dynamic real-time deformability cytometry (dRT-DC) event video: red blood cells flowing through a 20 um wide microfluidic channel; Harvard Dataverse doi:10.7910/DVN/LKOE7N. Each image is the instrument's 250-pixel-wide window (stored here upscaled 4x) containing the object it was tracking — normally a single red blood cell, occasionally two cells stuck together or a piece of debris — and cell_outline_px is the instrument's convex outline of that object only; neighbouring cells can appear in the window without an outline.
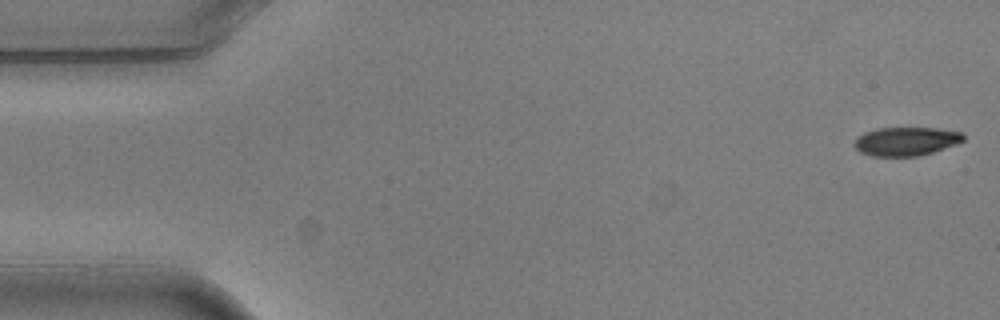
{"species": "common noctule bat (a hibernating species)", "species_latin": "Nyctalus noctula", "temperature_condition": "warm", "stored_images_in_passage": 5, "camera_frame_rate_fps": 3000, "um_per_image_px": 0.085, "animal": {"sex": "male", "body_mass_g": 20.5, "forearm_length_mm": 52.5}, "frame": {"image": 1, "passage_image": 1, "time_ms": 0.0, "image_size_px": [1000, 320], "cell_outline_px": [[964, 140], [956, 144], [920, 156], [872, 156], [860, 152], [852, 144], [856, 136], [864, 132], [876, 128], [936, 128], [964, 132]], "centroid_in_image_um": [76.98, 12.0], "position_along_channel_um": 8.0, "area_um2": 18.38}}
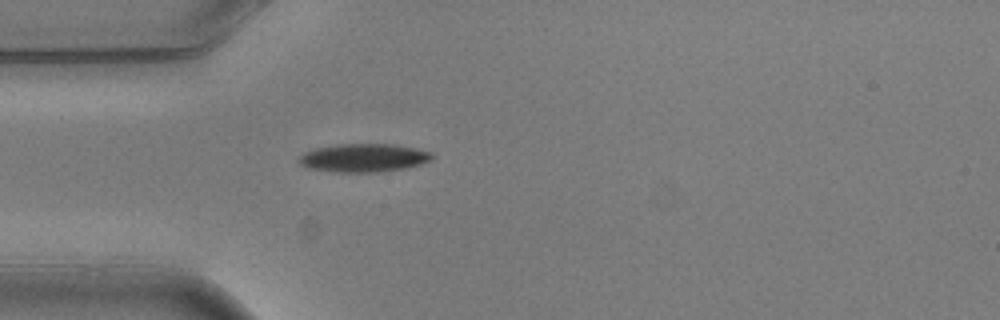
{"frame": {"image": 2, "passage_image": 5, "time_ms": 1.333, "image_size_px": [1000, 320], "cell_outline_px": [[432, 160], [420, 164], [404, 168], [380, 172], [332, 172], [308, 168], [300, 164], [296, 160], [304, 152], [316, 148], [336, 144], [396, 144], [416, 148], [432, 152]], "centroid_in_image_um": [30.89, 13.41], "position_along_channel_um": 54.1, "area_um2": 22.14}}